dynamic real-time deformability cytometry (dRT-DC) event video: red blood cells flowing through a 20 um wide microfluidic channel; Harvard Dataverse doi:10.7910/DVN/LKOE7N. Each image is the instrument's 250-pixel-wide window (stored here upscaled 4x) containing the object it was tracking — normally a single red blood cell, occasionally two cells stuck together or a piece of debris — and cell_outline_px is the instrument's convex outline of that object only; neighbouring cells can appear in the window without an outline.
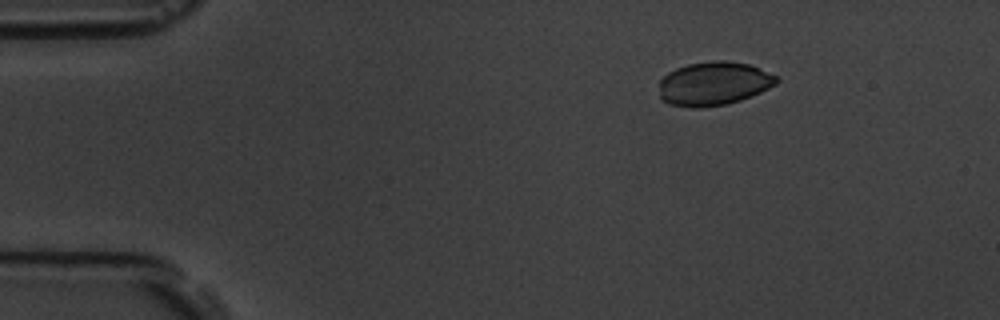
{"species": "common noctule bat (a hibernating species)", "species_latin": "Nyctalus noctula", "temperature_condition": "room temperature", "stored_images_in_passage": 4, "camera_frame_rate_fps": 3000, "um_per_image_px": 0.085, "animal": {"sex": "male", "body_mass_g": 19.5, "forearm_length_mm": 54.6}, "frame": {"image": 1, "passage_image": 1, "time_ms": 0.0, "image_size_px": [1000, 320], "cell_outline_px": [[780, 80], [776, 84], [760, 92], [740, 100], [728, 104], [700, 108], [688, 108], [668, 104], [660, 96], [660, 80], [668, 72], [676, 68], [688, 64], [712, 60], [724, 60], [748, 64], [776, 76]], "centroid_in_image_um": [60.64, 7.11], "position_along_channel_um": 24.4, "area_um2": 29.88}}